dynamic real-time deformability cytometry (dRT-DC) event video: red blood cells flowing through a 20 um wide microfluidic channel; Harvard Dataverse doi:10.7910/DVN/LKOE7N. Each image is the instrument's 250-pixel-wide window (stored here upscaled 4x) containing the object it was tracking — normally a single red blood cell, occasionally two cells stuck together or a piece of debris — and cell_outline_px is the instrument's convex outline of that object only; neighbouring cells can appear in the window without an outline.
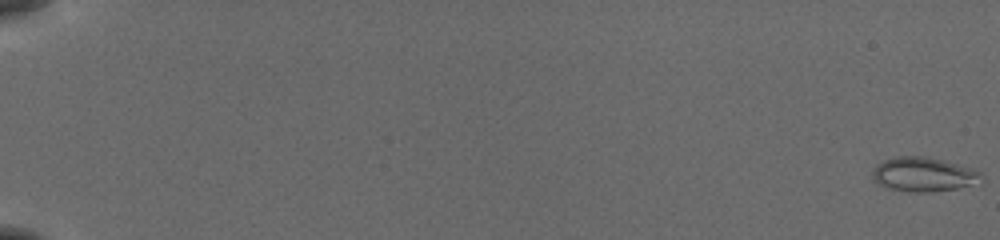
{"species": "common noctule bat (a hibernating species)", "species_latin": "Nyctalus noctula", "temperature_condition": "cold", "stored_images_in_passage": 18, "camera_frame_rate_fps": 3000, "um_per_image_px": 0.085, "animal": {"sex": "female", "body_mass_g": 19.5, "forearm_length_mm": 54.1}, "frame": {"image": 1, "passage_image": 1, "time_ms": 0.0, "image_size_px": [1000, 240], "cell_outline_px": [[980, 172], [968, 184], [956, 188], [928, 192], [908, 192], [888, 188], [872, 180], [872, 172], [884, 160], [896, 156], [924, 156], [956, 164]], "centroid_in_image_um": [78.33, 14.82], "position_along_channel_um": 6.7, "area_um2": 20.69}}